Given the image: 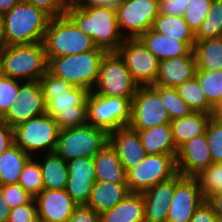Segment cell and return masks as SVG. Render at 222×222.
<instances>
[{
    "label": "cell",
    "mask_w": 222,
    "mask_h": 222,
    "mask_svg": "<svg viewBox=\"0 0 222 222\" xmlns=\"http://www.w3.org/2000/svg\"><path fill=\"white\" fill-rule=\"evenodd\" d=\"M39 83L46 102V114L56 121L60 130L87 124V89L76 87L49 71Z\"/></svg>",
    "instance_id": "obj_1"
},
{
    "label": "cell",
    "mask_w": 222,
    "mask_h": 222,
    "mask_svg": "<svg viewBox=\"0 0 222 222\" xmlns=\"http://www.w3.org/2000/svg\"><path fill=\"white\" fill-rule=\"evenodd\" d=\"M65 15L92 38L96 47L106 52H117L125 40L118 27L115 9L101 6H67Z\"/></svg>",
    "instance_id": "obj_2"
},
{
    "label": "cell",
    "mask_w": 222,
    "mask_h": 222,
    "mask_svg": "<svg viewBox=\"0 0 222 222\" xmlns=\"http://www.w3.org/2000/svg\"><path fill=\"white\" fill-rule=\"evenodd\" d=\"M50 19L43 10L20 1L4 14L3 45L43 42Z\"/></svg>",
    "instance_id": "obj_3"
},
{
    "label": "cell",
    "mask_w": 222,
    "mask_h": 222,
    "mask_svg": "<svg viewBox=\"0 0 222 222\" xmlns=\"http://www.w3.org/2000/svg\"><path fill=\"white\" fill-rule=\"evenodd\" d=\"M2 75L13 79L39 81L48 71L43 42L3 45L0 48Z\"/></svg>",
    "instance_id": "obj_4"
},
{
    "label": "cell",
    "mask_w": 222,
    "mask_h": 222,
    "mask_svg": "<svg viewBox=\"0 0 222 222\" xmlns=\"http://www.w3.org/2000/svg\"><path fill=\"white\" fill-rule=\"evenodd\" d=\"M107 53L96 47L94 50L84 53L53 57L48 61V71L54 76L90 92L96 85L101 62Z\"/></svg>",
    "instance_id": "obj_5"
},
{
    "label": "cell",
    "mask_w": 222,
    "mask_h": 222,
    "mask_svg": "<svg viewBox=\"0 0 222 222\" xmlns=\"http://www.w3.org/2000/svg\"><path fill=\"white\" fill-rule=\"evenodd\" d=\"M47 60L94 50L92 38L66 15L50 19L43 39Z\"/></svg>",
    "instance_id": "obj_6"
},
{
    "label": "cell",
    "mask_w": 222,
    "mask_h": 222,
    "mask_svg": "<svg viewBox=\"0 0 222 222\" xmlns=\"http://www.w3.org/2000/svg\"><path fill=\"white\" fill-rule=\"evenodd\" d=\"M108 142V133L90 124L59 131L55 152L65 161L94 157Z\"/></svg>",
    "instance_id": "obj_7"
},
{
    "label": "cell",
    "mask_w": 222,
    "mask_h": 222,
    "mask_svg": "<svg viewBox=\"0 0 222 222\" xmlns=\"http://www.w3.org/2000/svg\"><path fill=\"white\" fill-rule=\"evenodd\" d=\"M132 99L103 96L90 91L87 96V124L107 133L129 125Z\"/></svg>",
    "instance_id": "obj_8"
},
{
    "label": "cell",
    "mask_w": 222,
    "mask_h": 222,
    "mask_svg": "<svg viewBox=\"0 0 222 222\" xmlns=\"http://www.w3.org/2000/svg\"><path fill=\"white\" fill-rule=\"evenodd\" d=\"M59 131L56 121L45 113L14 127L13 143L29 155L43 149L55 152Z\"/></svg>",
    "instance_id": "obj_9"
},
{
    "label": "cell",
    "mask_w": 222,
    "mask_h": 222,
    "mask_svg": "<svg viewBox=\"0 0 222 222\" xmlns=\"http://www.w3.org/2000/svg\"><path fill=\"white\" fill-rule=\"evenodd\" d=\"M95 93L103 96L133 99L138 84L117 52H108L100 65Z\"/></svg>",
    "instance_id": "obj_10"
},
{
    "label": "cell",
    "mask_w": 222,
    "mask_h": 222,
    "mask_svg": "<svg viewBox=\"0 0 222 222\" xmlns=\"http://www.w3.org/2000/svg\"><path fill=\"white\" fill-rule=\"evenodd\" d=\"M177 174L176 159L167 154H148L126 172L130 193H142Z\"/></svg>",
    "instance_id": "obj_11"
},
{
    "label": "cell",
    "mask_w": 222,
    "mask_h": 222,
    "mask_svg": "<svg viewBox=\"0 0 222 222\" xmlns=\"http://www.w3.org/2000/svg\"><path fill=\"white\" fill-rule=\"evenodd\" d=\"M117 53L124 60L133 80L139 86L155 83L160 61L139 38H125Z\"/></svg>",
    "instance_id": "obj_12"
},
{
    "label": "cell",
    "mask_w": 222,
    "mask_h": 222,
    "mask_svg": "<svg viewBox=\"0 0 222 222\" xmlns=\"http://www.w3.org/2000/svg\"><path fill=\"white\" fill-rule=\"evenodd\" d=\"M116 13L122 35L125 38H139L152 28L154 19L159 15V0H123Z\"/></svg>",
    "instance_id": "obj_13"
},
{
    "label": "cell",
    "mask_w": 222,
    "mask_h": 222,
    "mask_svg": "<svg viewBox=\"0 0 222 222\" xmlns=\"http://www.w3.org/2000/svg\"><path fill=\"white\" fill-rule=\"evenodd\" d=\"M170 122L171 119L158 92L151 85L138 86L131 102L128 126L132 129H148Z\"/></svg>",
    "instance_id": "obj_14"
},
{
    "label": "cell",
    "mask_w": 222,
    "mask_h": 222,
    "mask_svg": "<svg viewBox=\"0 0 222 222\" xmlns=\"http://www.w3.org/2000/svg\"><path fill=\"white\" fill-rule=\"evenodd\" d=\"M45 113L46 102L39 81L25 80L19 86L17 101L1 119L14 128Z\"/></svg>",
    "instance_id": "obj_15"
},
{
    "label": "cell",
    "mask_w": 222,
    "mask_h": 222,
    "mask_svg": "<svg viewBox=\"0 0 222 222\" xmlns=\"http://www.w3.org/2000/svg\"><path fill=\"white\" fill-rule=\"evenodd\" d=\"M204 201L195 177L175 175V190L168 208L167 222H189L197 207Z\"/></svg>",
    "instance_id": "obj_16"
},
{
    "label": "cell",
    "mask_w": 222,
    "mask_h": 222,
    "mask_svg": "<svg viewBox=\"0 0 222 222\" xmlns=\"http://www.w3.org/2000/svg\"><path fill=\"white\" fill-rule=\"evenodd\" d=\"M213 163L206 134L184 143L176 156L177 173L183 177H195Z\"/></svg>",
    "instance_id": "obj_17"
},
{
    "label": "cell",
    "mask_w": 222,
    "mask_h": 222,
    "mask_svg": "<svg viewBox=\"0 0 222 222\" xmlns=\"http://www.w3.org/2000/svg\"><path fill=\"white\" fill-rule=\"evenodd\" d=\"M34 199L39 222H67L77 206L65 189H43Z\"/></svg>",
    "instance_id": "obj_18"
},
{
    "label": "cell",
    "mask_w": 222,
    "mask_h": 222,
    "mask_svg": "<svg viewBox=\"0 0 222 222\" xmlns=\"http://www.w3.org/2000/svg\"><path fill=\"white\" fill-rule=\"evenodd\" d=\"M108 142L115 149L126 172L148 155L138 132L129 126L108 133Z\"/></svg>",
    "instance_id": "obj_19"
},
{
    "label": "cell",
    "mask_w": 222,
    "mask_h": 222,
    "mask_svg": "<svg viewBox=\"0 0 222 222\" xmlns=\"http://www.w3.org/2000/svg\"><path fill=\"white\" fill-rule=\"evenodd\" d=\"M196 72L194 51L189 55L160 61L158 75L153 85L175 88L192 79Z\"/></svg>",
    "instance_id": "obj_20"
},
{
    "label": "cell",
    "mask_w": 222,
    "mask_h": 222,
    "mask_svg": "<svg viewBox=\"0 0 222 222\" xmlns=\"http://www.w3.org/2000/svg\"><path fill=\"white\" fill-rule=\"evenodd\" d=\"M139 39L159 61L189 55L196 42L168 38L152 28L144 32Z\"/></svg>",
    "instance_id": "obj_21"
},
{
    "label": "cell",
    "mask_w": 222,
    "mask_h": 222,
    "mask_svg": "<svg viewBox=\"0 0 222 222\" xmlns=\"http://www.w3.org/2000/svg\"><path fill=\"white\" fill-rule=\"evenodd\" d=\"M133 130L138 132L147 154H167L176 159L178 149L173 140L171 123Z\"/></svg>",
    "instance_id": "obj_22"
},
{
    "label": "cell",
    "mask_w": 222,
    "mask_h": 222,
    "mask_svg": "<svg viewBox=\"0 0 222 222\" xmlns=\"http://www.w3.org/2000/svg\"><path fill=\"white\" fill-rule=\"evenodd\" d=\"M95 181L127 183L126 170L109 142L93 157Z\"/></svg>",
    "instance_id": "obj_23"
},
{
    "label": "cell",
    "mask_w": 222,
    "mask_h": 222,
    "mask_svg": "<svg viewBox=\"0 0 222 222\" xmlns=\"http://www.w3.org/2000/svg\"><path fill=\"white\" fill-rule=\"evenodd\" d=\"M130 193L127 183L95 181L87 206L96 213L110 210Z\"/></svg>",
    "instance_id": "obj_24"
},
{
    "label": "cell",
    "mask_w": 222,
    "mask_h": 222,
    "mask_svg": "<svg viewBox=\"0 0 222 222\" xmlns=\"http://www.w3.org/2000/svg\"><path fill=\"white\" fill-rule=\"evenodd\" d=\"M213 114L192 112L190 115L171 120L174 143L179 149L184 143L205 134Z\"/></svg>",
    "instance_id": "obj_25"
},
{
    "label": "cell",
    "mask_w": 222,
    "mask_h": 222,
    "mask_svg": "<svg viewBox=\"0 0 222 222\" xmlns=\"http://www.w3.org/2000/svg\"><path fill=\"white\" fill-rule=\"evenodd\" d=\"M102 222H145L142 193H129L110 210L101 214Z\"/></svg>",
    "instance_id": "obj_26"
},
{
    "label": "cell",
    "mask_w": 222,
    "mask_h": 222,
    "mask_svg": "<svg viewBox=\"0 0 222 222\" xmlns=\"http://www.w3.org/2000/svg\"><path fill=\"white\" fill-rule=\"evenodd\" d=\"M32 158L14 143L0 155V185L15 184L26 163Z\"/></svg>",
    "instance_id": "obj_27"
},
{
    "label": "cell",
    "mask_w": 222,
    "mask_h": 222,
    "mask_svg": "<svg viewBox=\"0 0 222 222\" xmlns=\"http://www.w3.org/2000/svg\"><path fill=\"white\" fill-rule=\"evenodd\" d=\"M45 156V160L39 162L44 189H65L68 178L67 161L56 152H48Z\"/></svg>",
    "instance_id": "obj_28"
},
{
    "label": "cell",
    "mask_w": 222,
    "mask_h": 222,
    "mask_svg": "<svg viewBox=\"0 0 222 222\" xmlns=\"http://www.w3.org/2000/svg\"><path fill=\"white\" fill-rule=\"evenodd\" d=\"M193 51L196 70H222V37L196 40Z\"/></svg>",
    "instance_id": "obj_29"
},
{
    "label": "cell",
    "mask_w": 222,
    "mask_h": 222,
    "mask_svg": "<svg viewBox=\"0 0 222 222\" xmlns=\"http://www.w3.org/2000/svg\"><path fill=\"white\" fill-rule=\"evenodd\" d=\"M152 29L168 38L179 41H196L195 34L183 16L159 14L154 19Z\"/></svg>",
    "instance_id": "obj_30"
},
{
    "label": "cell",
    "mask_w": 222,
    "mask_h": 222,
    "mask_svg": "<svg viewBox=\"0 0 222 222\" xmlns=\"http://www.w3.org/2000/svg\"><path fill=\"white\" fill-rule=\"evenodd\" d=\"M175 89L193 112L213 114L214 108L208 103L195 76L177 85Z\"/></svg>",
    "instance_id": "obj_31"
},
{
    "label": "cell",
    "mask_w": 222,
    "mask_h": 222,
    "mask_svg": "<svg viewBox=\"0 0 222 222\" xmlns=\"http://www.w3.org/2000/svg\"><path fill=\"white\" fill-rule=\"evenodd\" d=\"M195 77L208 103L215 109L222 100V70H196Z\"/></svg>",
    "instance_id": "obj_32"
},
{
    "label": "cell",
    "mask_w": 222,
    "mask_h": 222,
    "mask_svg": "<svg viewBox=\"0 0 222 222\" xmlns=\"http://www.w3.org/2000/svg\"><path fill=\"white\" fill-rule=\"evenodd\" d=\"M222 37V0H212L209 12L195 33L196 40Z\"/></svg>",
    "instance_id": "obj_33"
},
{
    "label": "cell",
    "mask_w": 222,
    "mask_h": 222,
    "mask_svg": "<svg viewBox=\"0 0 222 222\" xmlns=\"http://www.w3.org/2000/svg\"><path fill=\"white\" fill-rule=\"evenodd\" d=\"M159 94L171 120L190 115L193 111L178 95L175 88L151 85Z\"/></svg>",
    "instance_id": "obj_34"
},
{
    "label": "cell",
    "mask_w": 222,
    "mask_h": 222,
    "mask_svg": "<svg viewBox=\"0 0 222 222\" xmlns=\"http://www.w3.org/2000/svg\"><path fill=\"white\" fill-rule=\"evenodd\" d=\"M204 200L222 192V163L213 162L195 176Z\"/></svg>",
    "instance_id": "obj_35"
},
{
    "label": "cell",
    "mask_w": 222,
    "mask_h": 222,
    "mask_svg": "<svg viewBox=\"0 0 222 222\" xmlns=\"http://www.w3.org/2000/svg\"><path fill=\"white\" fill-rule=\"evenodd\" d=\"M18 182L30 196L35 198L44 189L39 162L31 158L24 166Z\"/></svg>",
    "instance_id": "obj_36"
},
{
    "label": "cell",
    "mask_w": 222,
    "mask_h": 222,
    "mask_svg": "<svg viewBox=\"0 0 222 222\" xmlns=\"http://www.w3.org/2000/svg\"><path fill=\"white\" fill-rule=\"evenodd\" d=\"M175 190V176L171 179L160 182L152 188L142 192L144 203H153L170 206Z\"/></svg>",
    "instance_id": "obj_37"
},
{
    "label": "cell",
    "mask_w": 222,
    "mask_h": 222,
    "mask_svg": "<svg viewBox=\"0 0 222 222\" xmlns=\"http://www.w3.org/2000/svg\"><path fill=\"white\" fill-rule=\"evenodd\" d=\"M67 180L95 182V166L93 157H80L67 161Z\"/></svg>",
    "instance_id": "obj_38"
},
{
    "label": "cell",
    "mask_w": 222,
    "mask_h": 222,
    "mask_svg": "<svg viewBox=\"0 0 222 222\" xmlns=\"http://www.w3.org/2000/svg\"><path fill=\"white\" fill-rule=\"evenodd\" d=\"M212 0H191L186 8L183 18L195 34L200 28L205 16L210 10Z\"/></svg>",
    "instance_id": "obj_39"
},
{
    "label": "cell",
    "mask_w": 222,
    "mask_h": 222,
    "mask_svg": "<svg viewBox=\"0 0 222 222\" xmlns=\"http://www.w3.org/2000/svg\"><path fill=\"white\" fill-rule=\"evenodd\" d=\"M205 134L213 162L222 163V120L212 116Z\"/></svg>",
    "instance_id": "obj_40"
},
{
    "label": "cell",
    "mask_w": 222,
    "mask_h": 222,
    "mask_svg": "<svg viewBox=\"0 0 222 222\" xmlns=\"http://www.w3.org/2000/svg\"><path fill=\"white\" fill-rule=\"evenodd\" d=\"M20 82L11 77H0V119L7 113L10 106L17 101Z\"/></svg>",
    "instance_id": "obj_41"
},
{
    "label": "cell",
    "mask_w": 222,
    "mask_h": 222,
    "mask_svg": "<svg viewBox=\"0 0 222 222\" xmlns=\"http://www.w3.org/2000/svg\"><path fill=\"white\" fill-rule=\"evenodd\" d=\"M0 190L10 209L29 203L33 199V197L23 189V186L19 182L9 185H0Z\"/></svg>",
    "instance_id": "obj_42"
},
{
    "label": "cell",
    "mask_w": 222,
    "mask_h": 222,
    "mask_svg": "<svg viewBox=\"0 0 222 222\" xmlns=\"http://www.w3.org/2000/svg\"><path fill=\"white\" fill-rule=\"evenodd\" d=\"M93 181L67 180L66 192L77 205H86L93 188Z\"/></svg>",
    "instance_id": "obj_43"
},
{
    "label": "cell",
    "mask_w": 222,
    "mask_h": 222,
    "mask_svg": "<svg viewBox=\"0 0 222 222\" xmlns=\"http://www.w3.org/2000/svg\"><path fill=\"white\" fill-rule=\"evenodd\" d=\"M8 222H39L35 199L33 198L29 203L10 209Z\"/></svg>",
    "instance_id": "obj_44"
},
{
    "label": "cell",
    "mask_w": 222,
    "mask_h": 222,
    "mask_svg": "<svg viewBox=\"0 0 222 222\" xmlns=\"http://www.w3.org/2000/svg\"><path fill=\"white\" fill-rule=\"evenodd\" d=\"M46 12L51 18L65 15L68 0H21Z\"/></svg>",
    "instance_id": "obj_45"
},
{
    "label": "cell",
    "mask_w": 222,
    "mask_h": 222,
    "mask_svg": "<svg viewBox=\"0 0 222 222\" xmlns=\"http://www.w3.org/2000/svg\"><path fill=\"white\" fill-rule=\"evenodd\" d=\"M168 207L166 205L144 203L145 222H167Z\"/></svg>",
    "instance_id": "obj_46"
},
{
    "label": "cell",
    "mask_w": 222,
    "mask_h": 222,
    "mask_svg": "<svg viewBox=\"0 0 222 222\" xmlns=\"http://www.w3.org/2000/svg\"><path fill=\"white\" fill-rule=\"evenodd\" d=\"M191 0H159V14L183 16Z\"/></svg>",
    "instance_id": "obj_47"
},
{
    "label": "cell",
    "mask_w": 222,
    "mask_h": 222,
    "mask_svg": "<svg viewBox=\"0 0 222 222\" xmlns=\"http://www.w3.org/2000/svg\"><path fill=\"white\" fill-rule=\"evenodd\" d=\"M67 222H102L101 214L87 205H77Z\"/></svg>",
    "instance_id": "obj_48"
},
{
    "label": "cell",
    "mask_w": 222,
    "mask_h": 222,
    "mask_svg": "<svg viewBox=\"0 0 222 222\" xmlns=\"http://www.w3.org/2000/svg\"><path fill=\"white\" fill-rule=\"evenodd\" d=\"M216 218L213 207L207 200H204L197 207L189 222H214Z\"/></svg>",
    "instance_id": "obj_49"
},
{
    "label": "cell",
    "mask_w": 222,
    "mask_h": 222,
    "mask_svg": "<svg viewBox=\"0 0 222 222\" xmlns=\"http://www.w3.org/2000/svg\"><path fill=\"white\" fill-rule=\"evenodd\" d=\"M122 1L123 0H68V6H72L75 8L101 6L116 10L117 7L122 3Z\"/></svg>",
    "instance_id": "obj_50"
},
{
    "label": "cell",
    "mask_w": 222,
    "mask_h": 222,
    "mask_svg": "<svg viewBox=\"0 0 222 222\" xmlns=\"http://www.w3.org/2000/svg\"><path fill=\"white\" fill-rule=\"evenodd\" d=\"M13 144V128L0 119V155Z\"/></svg>",
    "instance_id": "obj_51"
},
{
    "label": "cell",
    "mask_w": 222,
    "mask_h": 222,
    "mask_svg": "<svg viewBox=\"0 0 222 222\" xmlns=\"http://www.w3.org/2000/svg\"><path fill=\"white\" fill-rule=\"evenodd\" d=\"M208 202L213 207L216 217L222 219V192L213 195Z\"/></svg>",
    "instance_id": "obj_52"
},
{
    "label": "cell",
    "mask_w": 222,
    "mask_h": 222,
    "mask_svg": "<svg viewBox=\"0 0 222 222\" xmlns=\"http://www.w3.org/2000/svg\"><path fill=\"white\" fill-rule=\"evenodd\" d=\"M10 208L0 190V222H8Z\"/></svg>",
    "instance_id": "obj_53"
},
{
    "label": "cell",
    "mask_w": 222,
    "mask_h": 222,
    "mask_svg": "<svg viewBox=\"0 0 222 222\" xmlns=\"http://www.w3.org/2000/svg\"><path fill=\"white\" fill-rule=\"evenodd\" d=\"M21 0H0V13L5 14L9 12Z\"/></svg>",
    "instance_id": "obj_54"
},
{
    "label": "cell",
    "mask_w": 222,
    "mask_h": 222,
    "mask_svg": "<svg viewBox=\"0 0 222 222\" xmlns=\"http://www.w3.org/2000/svg\"><path fill=\"white\" fill-rule=\"evenodd\" d=\"M4 14L0 13V48L3 46Z\"/></svg>",
    "instance_id": "obj_55"
},
{
    "label": "cell",
    "mask_w": 222,
    "mask_h": 222,
    "mask_svg": "<svg viewBox=\"0 0 222 222\" xmlns=\"http://www.w3.org/2000/svg\"><path fill=\"white\" fill-rule=\"evenodd\" d=\"M213 116L222 120V100L218 106L214 109Z\"/></svg>",
    "instance_id": "obj_56"
},
{
    "label": "cell",
    "mask_w": 222,
    "mask_h": 222,
    "mask_svg": "<svg viewBox=\"0 0 222 222\" xmlns=\"http://www.w3.org/2000/svg\"><path fill=\"white\" fill-rule=\"evenodd\" d=\"M214 222H222L221 218H216Z\"/></svg>",
    "instance_id": "obj_57"
},
{
    "label": "cell",
    "mask_w": 222,
    "mask_h": 222,
    "mask_svg": "<svg viewBox=\"0 0 222 222\" xmlns=\"http://www.w3.org/2000/svg\"><path fill=\"white\" fill-rule=\"evenodd\" d=\"M2 76V67H1V63H0V77Z\"/></svg>",
    "instance_id": "obj_58"
}]
</instances>
